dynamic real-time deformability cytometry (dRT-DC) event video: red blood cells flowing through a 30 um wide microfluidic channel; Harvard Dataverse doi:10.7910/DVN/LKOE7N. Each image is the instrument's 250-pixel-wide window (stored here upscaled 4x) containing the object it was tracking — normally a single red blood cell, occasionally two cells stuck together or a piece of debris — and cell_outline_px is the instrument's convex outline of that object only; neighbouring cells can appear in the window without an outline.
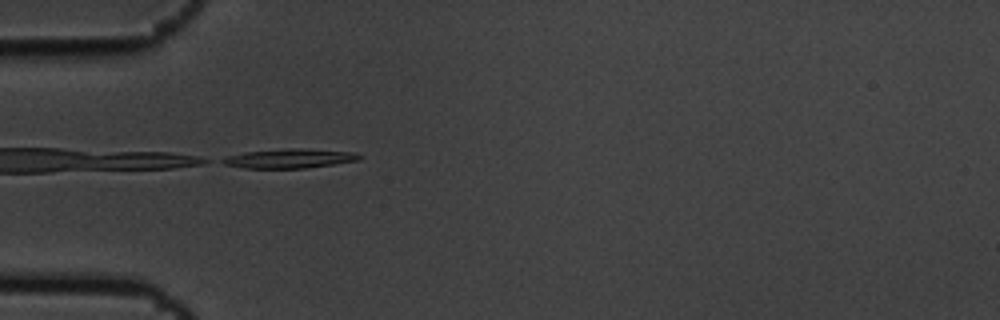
{"species": "common noctule bat (a hibernating species)", "species_latin": "Nyctalus noctula", "temperature_condition": "cold", "stored_images_in_passage": 6, "camera_frame_rate_fps": 3000, "um_per_image_px": 0.085, "animal": {"sex": "male", "body_mass_g": 19.5, "forearm_length_mm": 54.6}, "frame": {"image": 1, "passage_image": 5, "time_ms": 1.333, "image_size_px": [1000, 320], "cell_outline_px": [[364, 156], [360, 160], [304, 168], [244, 168], [224, 164], [216, 160], [224, 156], [248, 152], [288, 148], [304, 148], [356, 152]], "centroid_in_image_um": [24.6, 13.46], "position_along_channel_um": 60.4, "area_um2": 15.55}}